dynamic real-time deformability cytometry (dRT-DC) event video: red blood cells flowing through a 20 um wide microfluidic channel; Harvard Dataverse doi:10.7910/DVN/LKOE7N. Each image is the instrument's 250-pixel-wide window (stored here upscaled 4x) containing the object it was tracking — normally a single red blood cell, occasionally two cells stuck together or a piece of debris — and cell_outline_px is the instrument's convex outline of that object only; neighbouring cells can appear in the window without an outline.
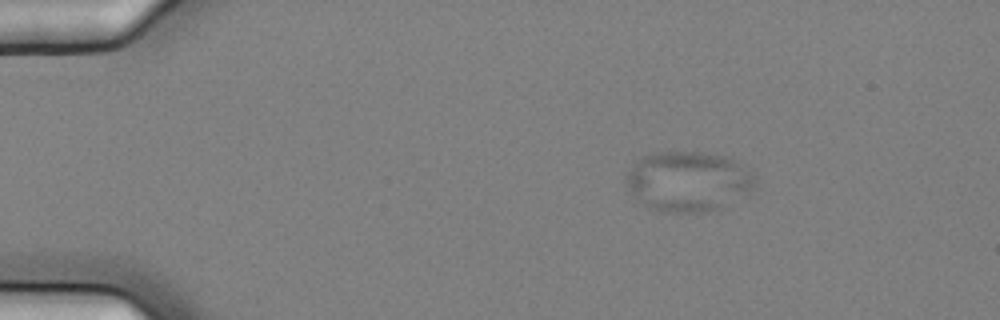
{"species": "common noctule bat (a hibernating species)", "species_latin": "Nyctalus noctula", "temperature_condition": "cold", "stored_images_in_passage": 6, "camera_frame_rate_fps": 3000, "um_per_image_px": 0.085, "animal": {"sex": "female", "body_mass_g": 25.1}, "frame": {"image": 1, "passage_image": 4, "time_ms": 1.0, "image_size_px": [1000, 320], "cell_outline_px": [[756, 184], [748, 192], [720, 208], [708, 212], [656, 212], [648, 208], [636, 200], [632, 196], [624, 172], [636, 160], [644, 156], [656, 152], [700, 152], [724, 156], [732, 160], [752, 172], [756, 176]], "centroid_in_image_um": [58.43, 15.43], "position_along_channel_um": 26.6, "area_um2": 45.32}}